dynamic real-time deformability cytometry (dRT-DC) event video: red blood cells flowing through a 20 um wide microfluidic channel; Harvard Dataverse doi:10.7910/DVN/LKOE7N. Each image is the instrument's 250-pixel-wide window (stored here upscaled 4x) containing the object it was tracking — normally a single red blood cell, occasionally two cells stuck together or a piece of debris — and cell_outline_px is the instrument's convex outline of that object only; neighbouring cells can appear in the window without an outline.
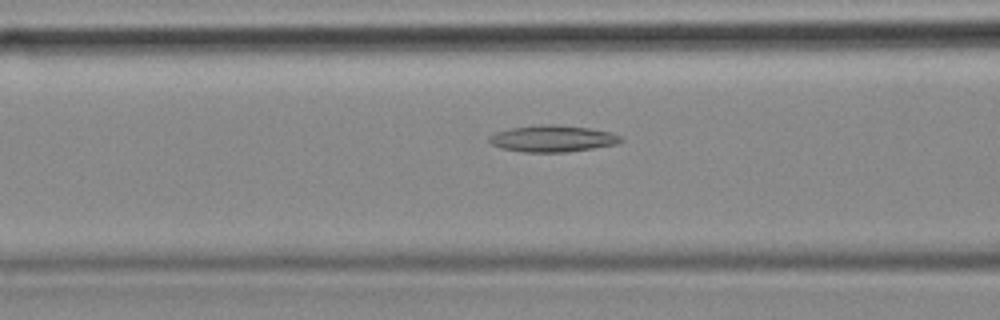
{"species": "common noctule bat (a hibernating species)", "species_latin": "Nyctalus noctula", "temperature_condition": "cold", "stored_images_in_passage": 19, "camera_frame_rate_fps": 3000, "um_per_image_px": 0.085, "animal": {"sex": "female", "body_mass_g": 18.4}, "frame": {"image": 1, "passage_image": 14, "time_ms": 4.333, "image_size_px": [1000, 320], "cell_outline_px": [[624, 140], [616, 144], [592, 148], [564, 152], [524, 152], [500, 148], [492, 144], [488, 140], [488, 136], [496, 132], [508, 128], [540, 124], [556, 124], [588, 128], [612, 132], [620, 136]], "centroid_in_image_um": [46.93, 11.77], "position_along_channel_um": 119.7, "area_um2": 20.46}}